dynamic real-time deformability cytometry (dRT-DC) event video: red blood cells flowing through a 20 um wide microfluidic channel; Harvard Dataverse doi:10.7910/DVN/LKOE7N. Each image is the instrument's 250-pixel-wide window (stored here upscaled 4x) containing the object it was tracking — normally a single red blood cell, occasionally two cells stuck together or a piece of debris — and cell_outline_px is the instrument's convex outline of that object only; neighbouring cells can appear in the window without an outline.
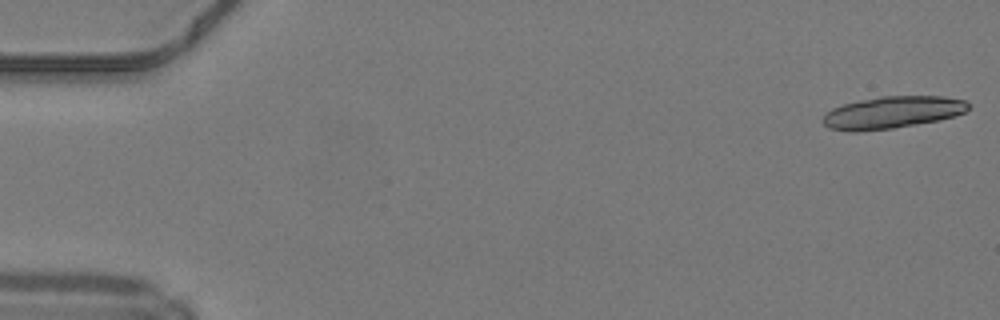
{"species": "common noctule bat (a hibernating species)", "species_latin": "Nyctalus noctula", "temperature_condition": "warm", "stored_images_in_passage": 7, "camera_frame_rate_fps": 3000, "um_per_image_px": 0.085, "animal": {"sex": "male", "body_mass_g": 19.2, "forearm_length_mm": 51.8}, "frame": {"image": 1, "passage_image": 1, "time_ms": 0.0, "image_size_px": [1000, 320], "cell_outline_px": [[968, 108], [964, 112], [940, 120], [892, 128], [856, 132], [848, 132], [828, 128], [824, 124], [824, 116], [832, 108], [844, 104], [860, 100], [880, 96], [944, 96], [964, 100], [968, 104]], "centroid_in_image_um": [75.82, 9.56], "position_along_channel_um": 9.2, "area_um2": 27.05}}